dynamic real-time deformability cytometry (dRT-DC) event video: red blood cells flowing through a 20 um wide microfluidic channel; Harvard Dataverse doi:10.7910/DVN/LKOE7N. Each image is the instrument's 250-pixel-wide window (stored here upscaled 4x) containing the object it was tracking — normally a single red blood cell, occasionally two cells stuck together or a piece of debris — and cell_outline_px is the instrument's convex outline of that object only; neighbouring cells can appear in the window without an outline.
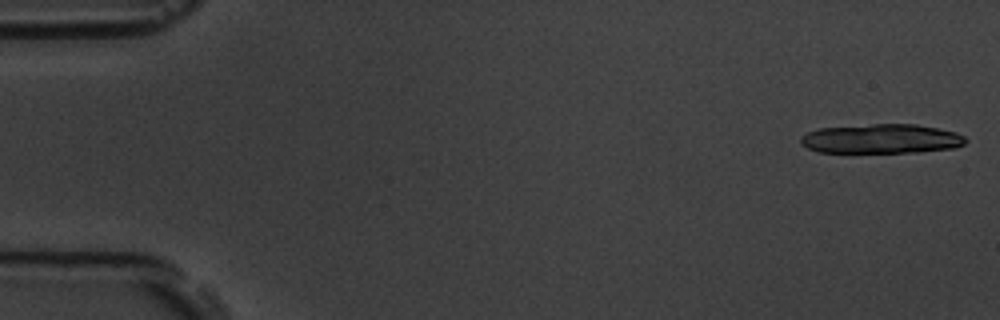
{"species": "common noctule bat (a hibernating species)", "species_latin": "Nyctalus noctula", "temperature_condition": "room temperature", "stored_images_in_passage": 6, "camera_frame_rate_fps": 3000, "um_per_image_px": 0.085, "animal": {"sex": "male", "body_mass_g": 19.5, "forearm_length_mm": 54.6}, "frame": {"image": 1, "passage_image": 1, "time_ms": 0.0, "image_size_px": [1000, 320], "cell_outline_px": [[968, 140], [964, 144], [956, 148], [916, 152], [816, 152], [808, 148], [800, 140], [808, 132], [820, 128], [872, 124], [916, 124], [956, 132], [964, 136]], "centroid_in_image_um": [74.97, 11.8], "position_along_channel_um": 10.0, "area_um2": 28.09}}